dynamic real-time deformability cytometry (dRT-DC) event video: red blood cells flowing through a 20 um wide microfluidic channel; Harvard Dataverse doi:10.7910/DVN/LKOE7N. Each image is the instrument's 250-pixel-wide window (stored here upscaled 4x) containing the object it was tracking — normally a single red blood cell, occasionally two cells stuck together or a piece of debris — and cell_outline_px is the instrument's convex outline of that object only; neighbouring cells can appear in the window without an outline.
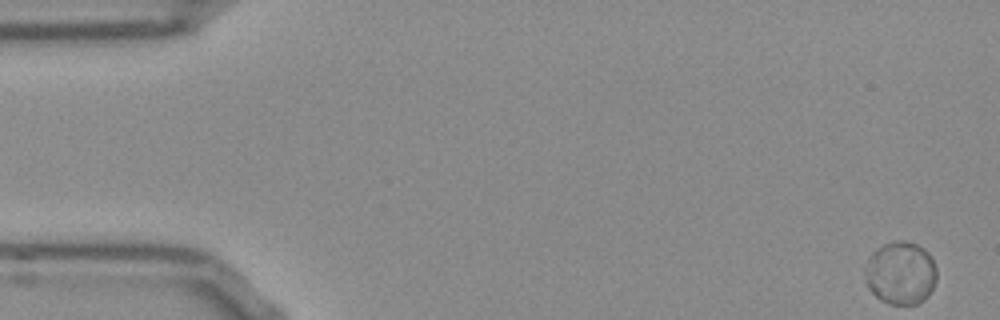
{"species": "Egyptian fruit bat (a non-hibernating species)", "species_latin": "Rousettus aegyptiacus", "temperature_condition": "room temperature", "stored_images_in_passage": 54, "camera_frame_rate_fps": 3000, "um_per_image_px": 0.085, "frame": {"image": 1, "passage_image": 1, "time_ms": 0.0, "image_size_px": [1000, 320], "cell_outline_px": [[936, 280], [928, 296], [924, 300], [916, 304], [888, 304], [880, 300], [868, 288], [868, 256], [872, 252], [884, 244], [896, 240], [904, 240], [916, 244], [924, 248], [932, 256], [936, 268]], "centroid_in_image_um": [76.6, 23.2], "position_along_channel_um": 8.4, "area_um2": 26.13}}
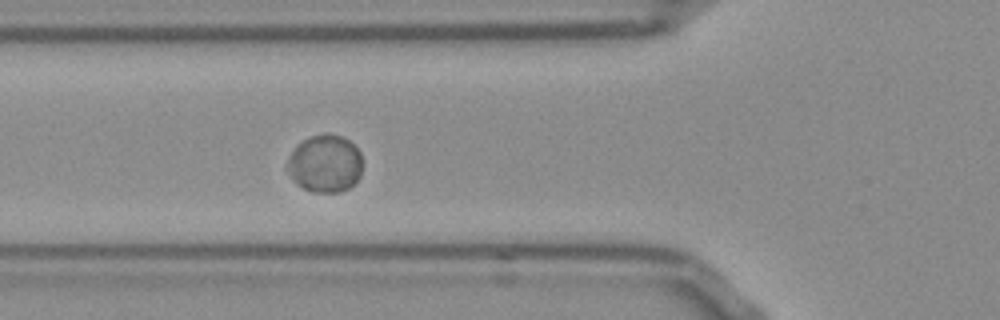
{"frame": {"image": 2, "passage_image": 19, "time_ms": 6.0, "image_size_px": [1000, 320], "cell_outline_px": [[360, 176], [348, 188], [336, 192], [312, 192], [296, 184], [288, 172], [288, 156], [296, 144], [312, 136], [324, 132], [340, 136], [348, 140], [360, 152]], "centroid_in_image_um": [27.59, 13.89], "position_along_channel_um": 98.2, "area_um2": 24.97}}
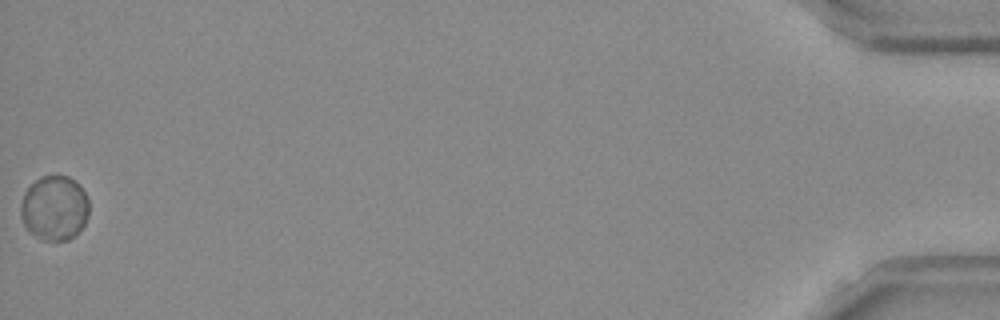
{"frame": {"image": 3, "passage_image": 54, "time_ms": 17.667, "image_size_px": [1000, 320], "cell_outline_px": [[88, 216], [84, 224], [68, 240], [44, 240], [28, 232], [20, 216], [20, 204], [24, 192], [40, 176], [68, 176], [80, 184], [88, 196]], "centroid_in_image_um": [4.61, 17.67], "position_along_channel_um": 430.6, "area_um2": 25.84}}